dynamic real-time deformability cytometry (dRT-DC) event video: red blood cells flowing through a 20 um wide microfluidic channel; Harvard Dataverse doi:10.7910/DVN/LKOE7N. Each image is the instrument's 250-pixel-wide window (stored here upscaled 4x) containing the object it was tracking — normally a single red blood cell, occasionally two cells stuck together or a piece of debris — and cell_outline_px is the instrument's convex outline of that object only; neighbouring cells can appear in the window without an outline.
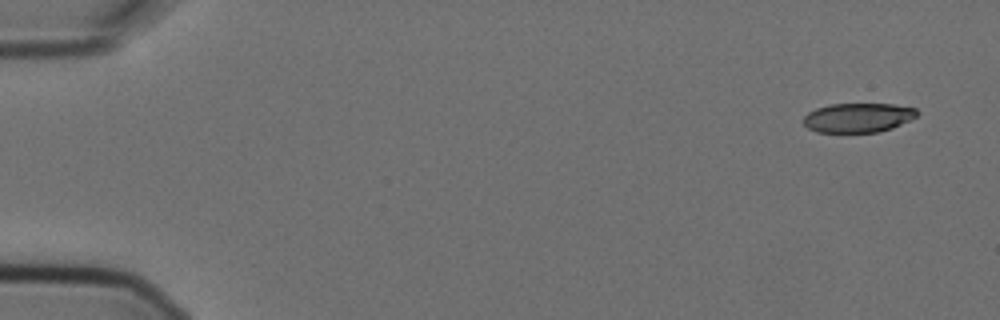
{"species": "Egyptian fruit bat (a non-hibernating species)", "species_latin": "Rousettus aegyptiacus", "temperature_condition": "cold", "stored_images_in_passage": 4, "camera_frame_rate_fps": 3000, "um_per_image_px": 0.085, "animal": {"sex": "female"}, "frame": {"image": 1, "passage_image": 1, "time_ms": 0.0, "image_size_px": [1000, 320], "cell_outline_px": [[916, 116], [892, 128], [880, 132], [816, 132], [808, 128], [804, 124], [804, 116], [808, 112], [816, 108], [828, 104], [892, 104], [916, 108]], "centroid_in_image_um": [72.89, 10.0], "position_along_channel_um": 12.1, "area_um2": 19.31}}